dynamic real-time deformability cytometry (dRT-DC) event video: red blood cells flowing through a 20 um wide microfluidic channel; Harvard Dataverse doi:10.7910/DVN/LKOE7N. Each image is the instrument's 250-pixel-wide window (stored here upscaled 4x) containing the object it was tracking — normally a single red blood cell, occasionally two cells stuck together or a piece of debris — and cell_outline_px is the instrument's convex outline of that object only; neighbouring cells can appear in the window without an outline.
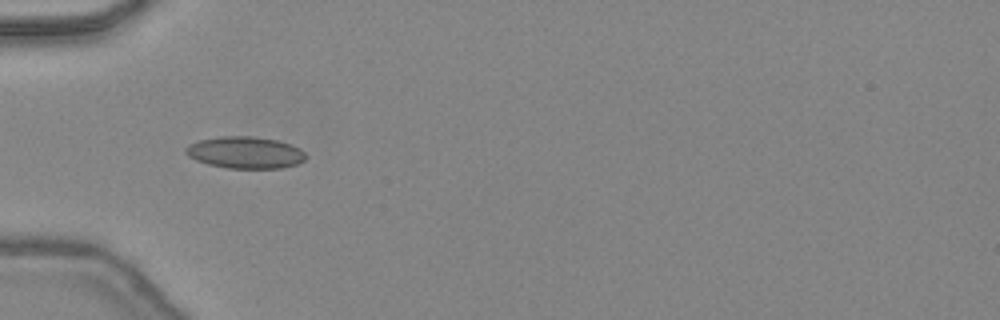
{"species": "common noctule bat (a hibernating species)", "species_latin": "Nyctalus noctula", "temperature_condition": "warm", "stored_images_in_passage": 32, "camera_frame_rate_fps": 3000, "um_per_image_px": 0.085, "animal": {"sex": "female", "body_mass_g": 24.6, "forearm_length_mm": 56.2}, "frame": {"image": 1, "passage_image": 4, "time_ms": 1.0, "image_size_px": [1000, 320], "cell_outline_px": [[304, 160], [296, 164], [280, 168], [228, 168], [208, 164], [196, 160], [188, 156], [184, 152], [184, 148], [188, 144], [200, 140], [220, 136], [252, 136], [276, 140], [292, 144], [300, 148], [304, 152]], "centroid_in_image_um": [20.81, 12.96], "position_along_channel_um": 64.2, "area_um2": 22.25}}
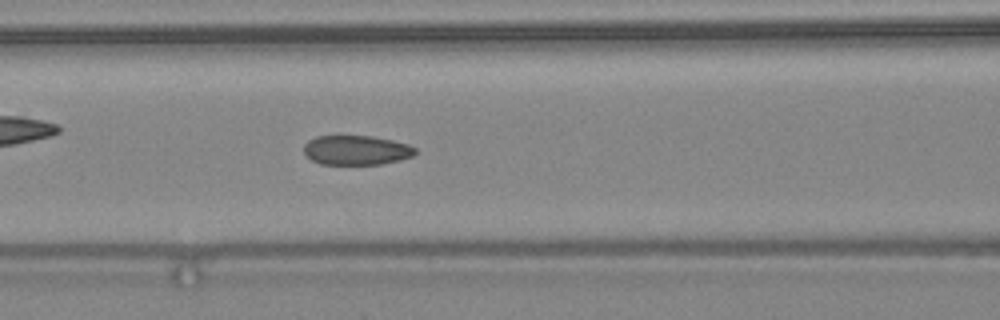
{"frame": {"image": 2, "passage_image": 9, "time_ms": 2.667, "image_size_px": [1000, 320], "cell_outline_px": [[416, 152], [412, 156], [400, 160], [380, 164], [320, 164], [312, 160], [304, 152], [304, 144], [308, 140], [316, 136], [336, 132], [372, 136], [392, 140], [408, 144], [416, 148]], "centroid_in_image_um": [30.23, 12.71], "position_along_channel_um": 136.4, "area_um2": 19.94}}
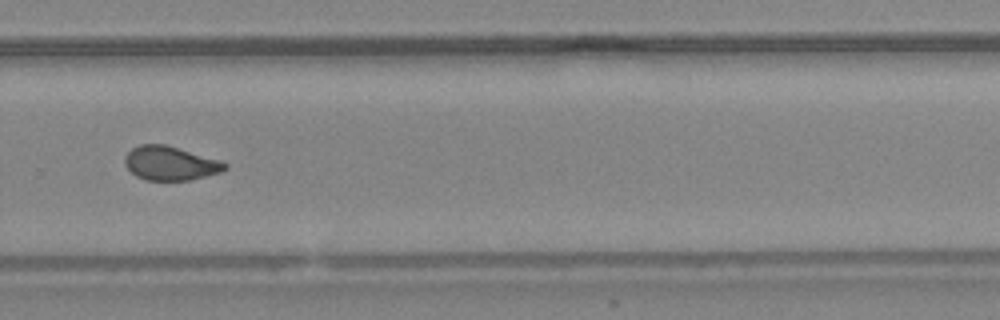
{"frame": {"image": 3, "passage_image": 21, "time_ms": 6.667, "image_size_px": [1000, 320], "cell_outline_px": [[228, 168], [220, 172], [192, 180], [144, 180], [136, 176], [124, 164], [124, 156], [132, 148], [140, 144], [164, 144], [220, 160], [228, 164]], "centroid_in_image_um": [14.46, 13.88], "position_along_channel_um": 315.3, "area_um2": 19.83}, "authors_computed_cell_mechanics": {"area_um2": 20.2011, "velocity_mm_per_s": 4.4844, "shape_relaxation_time_tau1_ms": null, "shape_relaxation_time_tau2_ms": 1.1062, "deformation_change_tau1": null, "deformation_change_tau2": 0.056}}